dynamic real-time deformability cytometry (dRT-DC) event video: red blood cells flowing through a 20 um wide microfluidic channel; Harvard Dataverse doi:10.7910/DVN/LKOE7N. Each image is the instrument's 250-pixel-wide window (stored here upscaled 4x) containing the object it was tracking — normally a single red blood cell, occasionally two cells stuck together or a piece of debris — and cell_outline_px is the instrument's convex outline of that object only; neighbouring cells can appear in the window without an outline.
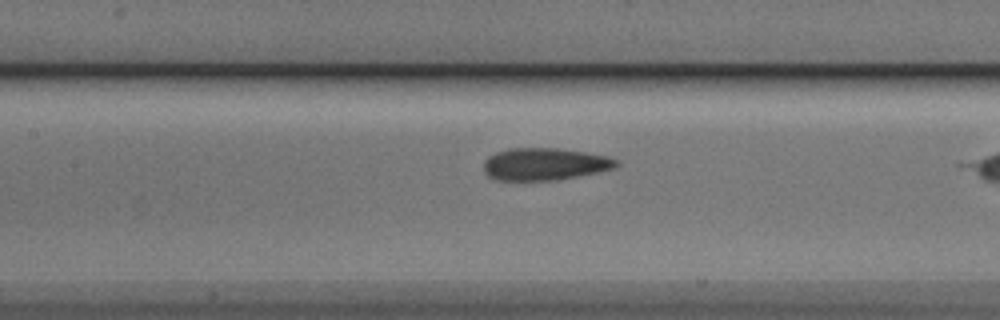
{"species": "Egyptian fruit bat (a non-hibernating species)", "species_latin": "Rousettus aegyptiacus", "temperature_condition": "cold", "stored_images_in_passage": 26, "camera_frame_rate_fps": 3000, "um_per_image_px": 0.085, "animal": {"sex": "male"}, "frame": {"image": 1, "passage_image": 8, "time_ms": 2.333, "image_size_px": [1000, 320], "cell_outline_px": [[620, 164], [616, 168], [600, 172], [556, 180], [496, 180], [488, 176], [484, 172], [484, 160], [488, 156], [496, 152], [508, 148], [556, 148], [584, 152], [608, 156], [616, 160]], "centroid_in_image_um": [46.29, 13.95], "position_along_channel_um": 161.1, "area_um2": 25.09}}
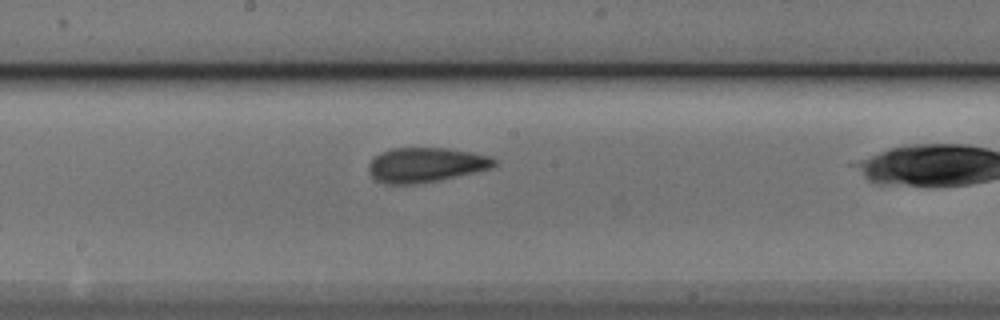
{"frame": {"image": 2, "passage_image": 12, "time_ms": 3.667, "image_size_px": [1000, 320], "cell_outline_px": [[496, 164], [492, 168], [440, 180], [416, 184], [384, 184], [376, 180], [368, 172], [368, 164], [380, 152], [392, 148], [448, 148], [492, 156], [496, 160]], "centroid_in_image_um": [36.18, 14.02], "position_along_channel_um": 212.0, "area_um2": 25.49}}
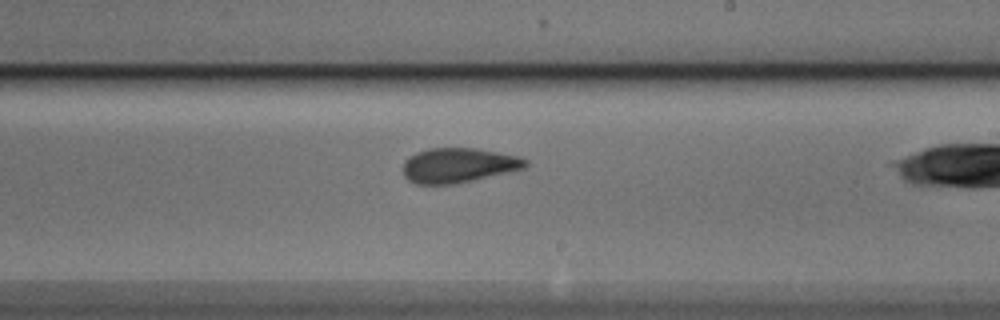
{"frame": {"image": 3, "passage_image": 15, "time_ms": 4.667, "image_size_px": [1000, 320], "cell_outline_px": [[528, 164], [524, 168], [508, 172], [472, 180], [452, 184], [416, 184], [408, 180], [404, 176], [404, 160], [408, 156], [416, 152], [428, 148], [476, 148], [520, 156], [528, 160]], "centroid_in_image_um": [38.95, 14.04], "position_along_channel_um": 250.0, "area_um2": 24.8}}